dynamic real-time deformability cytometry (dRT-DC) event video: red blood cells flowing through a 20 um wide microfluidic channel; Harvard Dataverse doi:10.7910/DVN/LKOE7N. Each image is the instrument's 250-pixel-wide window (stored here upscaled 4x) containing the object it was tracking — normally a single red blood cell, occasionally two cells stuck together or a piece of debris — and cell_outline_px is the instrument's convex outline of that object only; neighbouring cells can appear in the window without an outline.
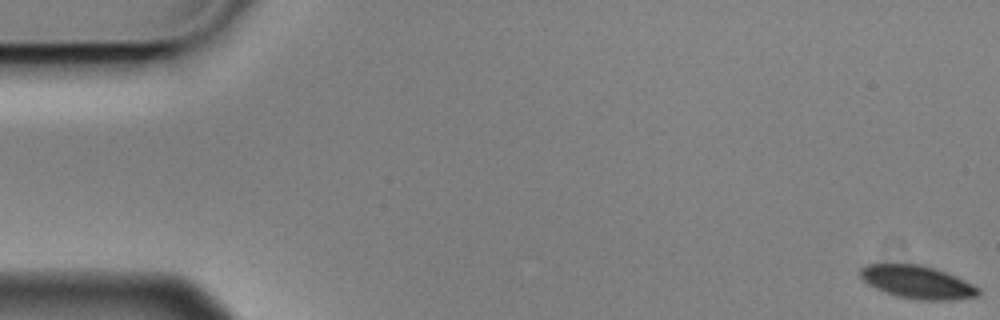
{"species": "Egyptian fruit bat (a non-hibernating species)", "species_latin": "Rousettus aegyptiacus", "temperature_condition": "cold", "stored_images_in_passage": 6, "camera_frame_rate_fps": 3000, "um_per_image_px": 0.085, "animal": {"sex": "male"}, "frame": {"image": 1, "passage_image": 1, "time_ms": 0.0, "image_size_px": [1000, 320], "cell_outline_px": [[980, 292], [976, 296], [956, 300], [920, 300], [896, 296], [884, 292], [868, 284], [860, 276], [860, 268], [868, 264], [920, 264], [956, 276], [980, 288]], "centroid_in_image_um": [77.97, 23.99], "position_along_channel_um": 7.0, "area_um2": 22.54}}
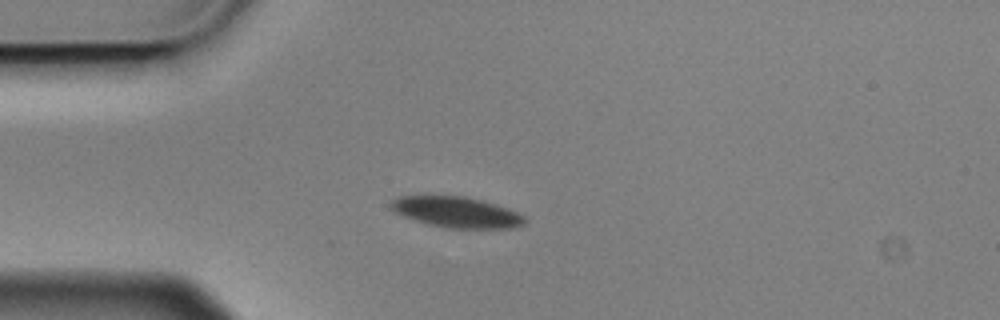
{"frame": {"image": 2, "passage_image": 5, "time_ms": 1.333, "image_size_px": [1000, 320], "cell_outline_px": [[528, 220], [524, 224], [516, 228], [444, 228], [428, 224], [392, 212], [388, 208], [388, 204], [392, 200], [400, 196], [464, 196], [496, 204], [516, 212], [524, 216]], "centroid_in_image_um": [38.78, 18.04], "position_along_channel_um": 46.2, "area_um2": 24.1}}
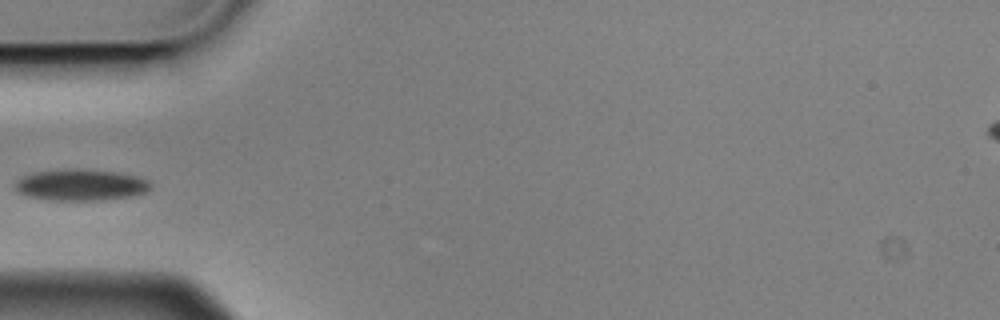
{"frame": {"image": 3, "passage_image": 6, "time_ms": 1.667, "image_size_px": [1000, 320], "cell_outline_px": [[152, 188], [144, 192], [132, 196], [104, 200], [44, 200], [24, 196], [16, 192], [12, 188], [16, 180], [32, 172], [72, 168], [116, 172], [140, 176], [148, 180], [152, 184]], "centroid_in_image_um": [6.82, 15.72], "position_along_channel_um": 78.2, "area_um2": 25.32}}